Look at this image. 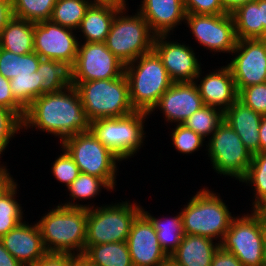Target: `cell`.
<instances>
[{
    "label": "cell",
    "mask_w": 266,
    "mask_h": 266,
    "mask_svg": "<svg viewBox=\"0 0 266 266\" xmlns=\"http://www.w3.org/2000/svg\"><path fill=\"white\" fill-rule=\"evenodd\" d=\"M35 127L61 138L90 131L91 121L75 87L37 97L25 110L23 128Z\"/></svg>",
    "instance_id": "cell-1"
},
{
    "label": "cell",
    "mask_w": 266,
    "mask_h": 266,
    "mask_svg": "<svg viewBox=\"0 0 266 266\" xmlns=\"http://www.w3.org/2000/svg\"><path fill=\"white\" fill-rule=\"evenodd\" d=\"M75 203L59 204L37 222L47 252L83 255L88 209L93 206Z\"/></svg>",
    "instance_id": "cell-2"
},
{
    "label": "cell",
    "mask_w": 266,
    "mask_h": 266,
    "mask_svg": "<svg viewBox=\"0 0 266 266\" xmlns=\"http://www.w3.org/2000/svg\"><path fill=\"white\" fill-rule=\"evenodd\" d=\"M125 75L129 83L131 106L135 111L147 113L174 83L154 50L126 64Z\"/></svg>",
    "instance_id": "cell-3"
},
{
    "label": "cell",
    "mask_w": 266,
    "mask_h": 266,
    "mask_svg": "<svg viewBox=\"0 0 266 266\" xmlns=\"http://www.w3.org/2000/svg\"><path fill=\"white\" fill-rule=\"evenodd\" d=\"M84 110L92 122L133 113L125 73L118 78L75 83Z\"/></svg>",
    "instance_id": "cell-4"
},
{
    "label": "cell",
    "mask_w": 266,
    "mask_h": 266,
    "mask_svg": "<svg viewBox=\"0 0 266 266\" xmlns=\"http://www.w3.org/2000/svg\"><path fill=\"white\" fill-rule=\"evenodd\" d=\"M184 234L205 236L221 243L234 217L220 196L202 188L181 210ZM220 237V238H219Z\"/></svg>",
    "instance_id": "cell-5"
},
{
    "label": "cell",
    "mask_w": 266,
    "mask_h": 266,
    "mask_svg": "<svg viewBox=\"0 0 266 266\" xmlns=\"http://www.w3.org/2000/svg\"><path fill=\"white\" fill-rule=\"evenodd\" d=\"M126 8L116 13L105 40L106 47L125 65L152 51L155 38L138 11L133 16L123 15Z\"/></svg>",
    "instance_id": "cell-6"
},
{
    "label": "cell",
    "mask_w": 266,
    "mask_h": 266,
    "mask_svg": "<svg viewBox=\"0 0 266 266\" xmlns=\"http://www.w3.org/2000/svg\"><path fill=\"white\" fill-rule=\"evenodd\" d=\"M144 111L115 118H102L91 122L90 131L121 160L128 159L139 151L145 139L144 125L147 116Z\"/></svg>",
    "instance_id": "cell-7"
},
{
    "label": "cell",
    "mask_w": 266,
    "mask_h": 266,
    "mask_svg": "<svg viewBox=\"0 0 266 266\" xmlns=\"http://www.w3.org/2000/svg\"><path fill=\"white\" fill-rule=\"evenodd\" d=\"M97 207V208H96ZM88 209L85 245L126 242L142 207L129 200Z\"/></svg>",
    "instance_id": "cell-8"
},
{
    "label": "cell",
    "mask_w": 266,
    "mask_h": 266,
    "mask_svg": "<svg viewBox=\"0 0 266 266\" xmlns=\"http://www.w3.org/2000/svg\"><path fill=\"white\" fill-rule=\"evenodd\" d=\"M251 212L232 219L220 247L233 253L243 266H265L264 211Z\"/></svg>",
    "instance_id": "cell-9"
},
{
    "label": "cell",
    "mask_w": 266,
    "mask_h": 266,
    "mask_svg": "<svg viewBox=\"0 0 266 266\" xmlns=\"http://www.w3.org/2000/svg\"><path fill=\"white\" fill-rule=\"evenodd\" d=\"M72 157L80 172L102 178L115 189L117 162L122 161L111 150L106 148L91 131L81 132L67 137L61 142Z\"/></svg>",
    "instance_id": "cell-10"
},
{
    "label": "cell",
    "mask_w": 266,
    "mask_h": 266,
    "mask_svg": "<svg viewBox=\"0 0 266 266\" xmlns=\"http://www.w3.org/2000/svg\"><path fill=\"white\" fill-rule=\"evenodd\" d=\"M206 146L215 172L239 181L244 178L253 155L226 121L217 127Z\"/></svg>",
    "instance_id": "cell-11"
},
{
    "label": "cell",
    "mask_w": 266,
    "mask_h": 266,
    "mask_svg": "<svg viewBox=\"0 0 266 266\" xmlns=\"http://www.w3.org/2000/svg\"><path fill=\"white\" fill-rule=\"evenodd\" d=\"M78 44L74 68V82L118 78L125 73V64L107 47L105 42Z\"/></svg>",
    "instance_id": "cell-12"
},
{
    "label": "cell",
    "mask_w": 266,
    "mask_h": 266,
    "mask_svg": "<svg viewBox=\"0 0 266 266\" xmlns=\"http://www.w3.org/2000/svg\"><path fill=\"white\" fill-rule=\"evenodd\" d=\"M232 53L235 58L227 65L238 93L248 86L266 82V38L238 40Z\"/></svg>",
    "instance_id": "cell-13"
},
{
    "label": "cell",
    "mask_w": 266,
    "mask_h": 266,
    "mask_svg": "<svg viewBox=\"0 0 266 266\" xmlns=\"http://www.w3.org/2000/svg\"><path fill=\"white\" fill-rule=\"evenodd\" d=\"M185 21L196 41L210 52L232 54L238 39L231 13L220 15L186 14Z\"/></svg>",
    "instance_id": "cell-14"
},
{
    "label": "cell",
    "mask_w": 266,
    "mask_h": 266,
    "mask_svg": "<svg viewBox=\"0 0 266 266\" xmlns=\"http://www.w3.org/2000/svg\"><path fill=\"white\" fill-rule=\"evenodd\" d=\"M73 29L50 20L34 23V52L43 59L68 61L73 65L78 52V38Z\"/></svg>",
    "instance_id": "cell-15"
},
{
    "label": "cell",
    "mask_w": 266,
    "mask_h": 266,
    "mask_svg": "<svg viewBox=\"0 0 266 266\" xmlns=\"http://www.w3.org/2000/svg\"><path fill=\"white\" fill-rule=\"evenodd\" d=\"M168 35H155L153 50L161 58L173 82H193L200 73L201 64L193 48L184 43L166 40Z\"/></svg>",
    "instance_id": "cell-16"
},
{
    "label": "cell",
    "mask_w": 266,
    "mask_h": 266,
    "mask_svg": "<svg viewBox=\"0 0 266 266\" xmlns=\"http://www.w3.org/2000/svg\"><path fill=\"white\" fill-rule=\"evenodd\" d=\"M126 243L133 266H163L169 260L152 223L142 212L132 223Z\"/></svg>",
    "instance_id": "cell-17"
},
{
    "label": "cell",
    "mask_w": 266,
    "mask_h": 266,
    "mask_svg": "<svg viewBox=\"0 0 266 266\" xmlns=\"http://www.w3.org/2000/svg\"><path fill=\"white\" fill-rule=\"evenodd\" d=\"M203 106L205 105L195 81L174 82L162 94L149 114L158 108L164 114L163 116L165 117L163 118H166V121L171 123L174 121V123L183 124L190 115Z\"/></svg>",
    "instance_id": "cell-18"
},
{
    "label": "cell",
    "mask_w": 266,
    "mask_h": 266,
    "mask_svg": "<svg viewBox=\"0 0 266 266\" xmlns=\"http://www.w3.org/2000/svg\"><path fill=\"white\" fill-rule=\"evenodd\" d=\"M0 241L23 266H33L47 253L37 223L29 225L24 220L1 237Z\"/></svg>",
    "instance_id": "cell-19"
},
{
    "label": "cell",
    "mask_w": 266,
    "mask_h": 266,
    "mask_svg": "<svg viewBox=\"0 0 266 266\" xmlns=\"http://www.w3.org/2000/svg\"><path fill=\"white\" fill-rule=\"evenodd\" d=\"M196 76L195 83L199 90L200 96L206 106H213L225 112L237 99L238 92L231 69L228 65L222 66L221 69L209 72L201 78V72ZM200 78V79H199ZM200 81V84L196 82Z\"/></svg>",
    "instance_id": "cell-20"
},
{
    "label": "cell",
    "mask_w": 266,
    "mask_h": 266,
    "mask_svg": "<svg viewBox=\"0 0 266 266\" xmlns=\"http://www.w3.org/2000/svg\"><path fill=\"white\" fill-rule=\"evenodd\" d=\"M141 3L137 10L155 35H169L174 27L185 22L183 0H143Z\"/></svg>",
    "instance_id": "cell-21"
},
{
    "label": "cell",
    "mask_w": 266,
    "mask_h": 266,
    "mask_svg": "<svg viewBox=\"0 0 266 266\" xmlns=\"http://www.w3.org/2000/svg\"><path fill=\"white\" fill-rule=\"evenodd\" d=\"M263 115L237 99L225 112L224 121L239 135L244 146L254 155L259 153V129Z\"/></svg>",
    "instance_id": "cell-22"
},
{
    "label": "cell",
    "mask_w": 266,
    "mask_h": 266,
    "mask_svg": "<svg viewBox=\"0 0 266 266\" xmlns=\"http://www.w3.org/2000/svg\"><path fill=\"white\" fill-rule=\"evenodd\" d=\"M213 240L205 236L184 234L169 260L177 266H210L214 253L220 247V243Z\"/></svg>",
    "instance_id": "cell-23"
},
{
    "label": "cell",
    "mask_w": 266,
    "mask_h": 266,
    "mask_svg": "<svg viewBox=\"0 0 266 266\" xmlns=\"http://www.w3.org/2000/svg\"><path fill=\"white\" fill-rule=\"evenodd\" d=\"M123 7L92 3L87 9L78 30L85 42H105L116 13Z\"/></svg>",
    "instance_id": "cell-24"
},
{
    "label": "cell",
    "mask_w": 266,
    "mask_h": 266,
    "mask_svg": "<svg viewBox=\"0 0 266 266\" xmlns=\"http://www.w3.org/2000/svg\"><path fill=\"white\" fill-rule=\"evenodd\" d=\"M41 81V95L75 87L73 64L68 61L41 58L37 68Z\"/></svg>",
    "instance_id": "cell-25"
},
{
    "label": "cell",
    "mask_w": 266,
    "mask_h": 266,
    "mask_svg": "<svg viewBox=\"0 0 266 266\" xmlns=\"http://www.w3.org/2000/svg\"><path fill=\"white\" fill-rule=\"evenodd\" d=\"M0 47L17 55L34 52V23L12 17L1 32Z\"/></svg>",
    "instance_id": "cell-26"
},
{
    "label": "cell",
    "mask_w": 266,
    "mask_h": 266,
    "mask_svg": "<svg viewBox=\"0 0 266 266\" xmlns=\"http://www.w3.org/2000/svg\"><path fill=\"white\" fill-rule=\"evenodd\" d=\"M81 257L92 266H133L126 242L85 245Z\"/></svg>",
    "instance_id": "cell-27"
},
{
    "label": "cell",
    "mask_w": 266,
    "mask_h": 266,
    "mask_svg": "<svg viewBox=\"0 0 266 266\" xmlns=\"http://www.w3.org/2000/svg\"><path fill=\"white\" fill-rule=\"evenodd\" d=\"M236 36L241 39L263 38V23L260 16V0L247 2L231 12Z\"/></svg>",
    "instance_id": "cell-28"
},
{
    "label": "cell",
    "mask_w": 266,
    "mask_h": 266,
    "mask_svg": "<svg viewBox=\"0 0 266 266\" xmlns=\"http://www.w3.org/2000/svg\"><path fill=\"white\" fill-rule=\"evenodd\" d=\"M142 213L152 223L161 249L170 257L176 251L184 237L181 212L170 219L165 217L167 220L164 221H162L161 218L158 219L150 215V213L143 208Z\"/></svg>",
    "instance_id": "cell-29"
},
{
    "label": "cell",
    "mask_w": 266,
    "mask_h": 266,
    "mask_svg": "<svg viewBox=\"0 0 266 266\" xmlns=\"http://www.w3.org/2000/svg\"><path fill=\"white\" fill-rule=\"evenodd\" d=\"M41 57L36 52L17 55L0 47V74L10 80L37 71Z\"/></svg>",
    "instance_id": "cell-30"
},
{
    "label": "cell",
    "mask_w": 266,
    "mask_h": 266,
    "mask_svg": "<svg viewBox=\"0 0 266 266\" xmlns=\"http://www.w3.org/2000/svg\"><path fill=\"white\" fill-rule=\"evenodd\" d=\"M91 4L90 0H57L50 21L76 31Z\"/></svg>",
    "instance_id": "cell-31"
},
{
    "label": "cell",
    "mask_w": 266,
    "mask_h": 266,
    "mask_svg": "<svg viewBox=\"0 0 266 266\" xmlns=\"http://www.w3.org/2000/svg\"><path fill=\"white\" fill-rule=\"evenodd\" d=\"M240 182L249 183L254 187L253 210H264L266 208V152L253 155L247 174Z\"/></svg>",
    "instance_id": "cell-32"
},
{
    "label": "cell",
    "mask_w": 266,
    "mask_h": 266,
    "mask_svg": "<svg viewBox=\"0 0 266 266\" xmlns=\"http://www.w3.org/2000/svg\"><path fill=\"white\" fill-rule=\"evenodd\" d=\"M224 120V112L218 107L203 106L187 118L183 125L205 139L212 135Z\"/></svg>",
    "instance_id": "cell-33"
},
{
    "label": "cell",
    "mask_w": 266,
    "mask_h": 266,
    "mask_svg": "<svg viewBox=\"0 0 266 266\" xmlns=\"http://www.w3.org/2000/svg\"><path fill=\"white\" fill-rule=\"evenodd\" d=\"M13 17L38 23L50 20L57 0H11Z\"/></svg>",
    "instance_id": "cell-34"
},
{
    "label": "cell",
    "mask_w": 266,
    "mask_h": 266,
    "mask_svg": "<svg viewBox=\"0 0 266 266\" xmlns=\"http://www.w3.org/2000/svg\"><path fill=\"white\" fill-rule=\"evenodd\" d=\"M10 81L14 98L26 109L37 97L41 96V81L37 71L31 75H18Z\"/></svg>",
    "instance_id": "cell-35"
},
{
    "label": "cell",
    "mask_w": 266,
    "mask_h": 266,
    "mask_svg": "<svg viewBox=\"0 0 266 266\" xmlns=\"http://www.w3.org/2000/svg\"><path fill=\"white\" fill-rule=\"evenodd\" d=\"M17 184L0 199V238L23 222V211L16 201Z\"/></svg>",
    "instance_id": "cell-36"
},
{
    "label": "cell",
    "mask_w": 266,
    "mask_h": 266,
    "mask_svg": "<svg viewBox=\"0 0 266 266\" xmlns=\"http://www.w3.org/2000/svg\"><path fill=\"white\" fill-rule=\"evenodd\" d=\"M110 191L112 188L102 179L87 173L80 172L78 177L67 187L70 200L91 199L97 196L101 188Z\"/></svg>",
    "instance_id": "cell-37"
},
{
    "label": "cell",
    "mask_w": 266,
    "mask_h": 266,
    "mask_svg": "<svg viewBox=\"0 0 266 266\" xmlns=\"http://www.w3.org/2000/svg\"><path fill=\"white\" fill-rule=\"evenodd\" d=\"M171 137L173 146L182 154H191L204 145V138L183 124H176Z\"/></svg>",
    "instance_id": "cell-38"
},
{
    "label": "cell",
    "mask_w": 266,
    "mask_h": 266,
    "mask_svg": "<svg viewBox=\"0 0 266 266\" xmlns=\"http://www.w3.org/2000/svg\"><path fill=\"white\" fill-rule=\"evenodd\" d=\"M22 128L23 119L15 111L0 106V156L9 145L11 138Z\"/></svg>",
    "instance_id": "cell-39"
},
{
    "label": "cell",
    "mask_w": 266,
    "mask_h": 266,
    "mask_svg": "<svg viewBox=\"0 0 266 266\" xmlns=\"http://www.w3.org/2000/svg\"><path fill=\"white\" fill-rule=\"evenodd\" d=\"M62 151L63 154L53 162L51 169L53 176L68 187L78 177L80 170L67 151L63 148Z\"/></svg>",
    "instance_id": "cell-40"
},
{
    "label": "cell",
    "mask_w": 266,
    "mask_h": 266,
    "mask_svg": "<svg viewBox=\"0 0 266 266\" xmlns=\"http://www.w3.org/2000/svg\"><path fill=\"white\" fill-rule=\"evenodd\" d=\"M238 99L255 112L266 116V82L243 88Z\"/></svg>",
    "instance_id": "cell-41"
},
{
    "label": "cell",
    "mask_w": 266,
    "mask_h": 266,
    "mask_svg": "<svg viewBox=\"0 0 266 266\" xmlns=\"http://www.w3.org/2000/svg\"><path fill=\"white\" fill-rule=\"evenodd\" d=\"M186 14H227L221 0H183Z\"/></svg>",
    "instance_id": "cell-42"
},
{
    "label": "cell",
    "mask_w": 266,
    "mask_h": 266,
    "mask_svg": "<svg viewBox=\"0 0 266 266\" xmlns=\"http://www.w3.org/2000/svg\"><path fill=\"white\" fill-rule=\"evenodd\" d=\"M0 106L15 111L22 119L25 108L14 98L11 91L10 81L0 74Z\"/></svg>",
    "instance_id": "cell-43"
},
{
    "label": "cell",
    "mask_w": 266,
    "mask_h": 266,
    "mask_svg": "<svg viewBox=\"0 0 266 266\" xmlns=\"http://www.w3.org/2000/svg\"><path fill=\"white\" fill-rule=\"evenodd\" d=\"M80 257L69 253L47 252L33 266H75Z\"/></svg>",
    "instance_id": "cell-44"
},
{
    "label": "cell",
    "mask_w": 266,
    "mask_h": 266,
    "mask_svg": "<svg viewBox=\"0 0 266 266\" xmlns=\"http://www.w3.org/2000/svg\"><path fill=\"white\" fill-rule=\"evenodd\" d=\"M210 266H243L233 253L219 247L214 253Z\"/></svg>",
    "instance_id": "cell-45"
},
{
    "label": "cell",
    "mask_w": 266,
    "mask_h": 266,
    "mask_svg": "<svg viewBox=\"0 0 266 266\" xmlns=\"http://www.w3.org/2000/svg\"><path fill=\"white\" fill-rule=\"evenodd\" d=\"M11 176L6 166L0 164V199L17 184Z\"/></svg>",
    "instance_id": "cell-46"
},
{
    "label": "cell",
    "mask_w": 266,
    "mask_h": 266,
    "mask_svg": "<svg viewBox=\"0 0 266 266\" xmlns=\"http://www.w3.org/2000/svg\"><path fill=\"white\" fill-rule=\"evenodd\" d=\"M12 1L0 0V35L5 25L12 19Z\"/></svg>",
    "instance_id": "cell-47"
},
{
    "label": "cell",
    "mask_w": 266,
    "mask_h": 266,
    "mask_svg": "<svg viewBox=\"0 0 266 266\" xmlns=\"http://www.w3.org/2000/svg\"><path fill=\"white\" fill-rule=\"evenodd\" d=\"M0 266H23L3 246L0 241Z\"/></svg>",
    "instance_id": "cell-48"
},
{
    "label": "cell",
    "mask_w": 266,
    "mask_h": 266,
    "mask_svg": "<svg viewBox=\"0 0 266 266\" xmlns=\"http://www.w3.org/2000/svg\"><path fill=\"white\" fill-rule=\"evenodd\" d=\"M259 152H266V116H263L259 129Z\"/></svg>",
    "instance_id": "cell-49"
},
{
    "label": "cell",
    "mask_w": 266,
    "mask_h": 266,
    "mask_svg": "<svg viewBox=\"0 0 266 266\" xmlns=\"http://www.w3.org/2000/svg\"><path fill=\"white\" fill-rule=\"evenodd\" d=\"M255 0H221L222 5L228 13L234 11L238 6L243 5L247 2H252Z\"/></svg>",
    "instance_id": "cell-50"
},
{
    "label": "cell",
    "mask_w": 266,
    "mask_h": 266,
    "mask_svg": "<svg viewBox=\"0 0 266 266\" xmlns=\"http://www.w3.org/2000/svg\"><path fill=\"white\" fill-rule=\"evenodd\" d=\"M260 16L263 23V38H266V0H260Z\"/></svg>",
    "instance_id": "cell-51"
},
{
    "label": "cell",
    "mask_w": 266,
    "mask_h": 266,
    "mask_svg": "<svg viewBox=\"0 0 266 266\" xmlns=\"http://www.w3.org/2000/svg\"><path fill=\"white\" fill-rule=\"evenodd\" d=\"M92 3L111 4L117 7H126L127 5L125 0H93Z\"/></svg>",
    "instance_id": "cell-52"
},
{
    "label": "cell",
    "mask_w": 266,
    "mask_h": 266,
    "mask_svg": "<svg viewBox=\"0 0 266 266\" xmlns=\"http://www.w3.org/2000/svg\"><path fill=\"white\" fill-rule=\"evenodd\" d=\"M263 252H264V263L266 266V214L264 212V243H263Z\"/></svg>",
    "instance_id": "cell-53"
},
{
    "label": "cell",
    "mask_w": 266,
    "mask_h": 266,
    "mask_svg": "<svg viewBox=\"0 0 266 266\" xmlns=\"http://www.w3.org/2000/svg\"><path fill=\"white\" fill-rule=\"evenodd\" d=\"M75 266H86V261L80 257L79 262Z\"/></svg>",
    "instance_id": "cell-54"
},
{
    "label": "cell",
    "mask_w": 266,
    "mask_h": 266,
    "mask_svg": "<svg viewBox=\"0 0 266 266\" xmlns=\"http://www.w3.org/2000/svg\"><path fill=\"white\" fill-rule=\"evenodd\" d=\"M163 266H177V265H175L173 262L168 260Z\"/></svg>",
    "instance_id": "cell-55"
}]
</instances>
